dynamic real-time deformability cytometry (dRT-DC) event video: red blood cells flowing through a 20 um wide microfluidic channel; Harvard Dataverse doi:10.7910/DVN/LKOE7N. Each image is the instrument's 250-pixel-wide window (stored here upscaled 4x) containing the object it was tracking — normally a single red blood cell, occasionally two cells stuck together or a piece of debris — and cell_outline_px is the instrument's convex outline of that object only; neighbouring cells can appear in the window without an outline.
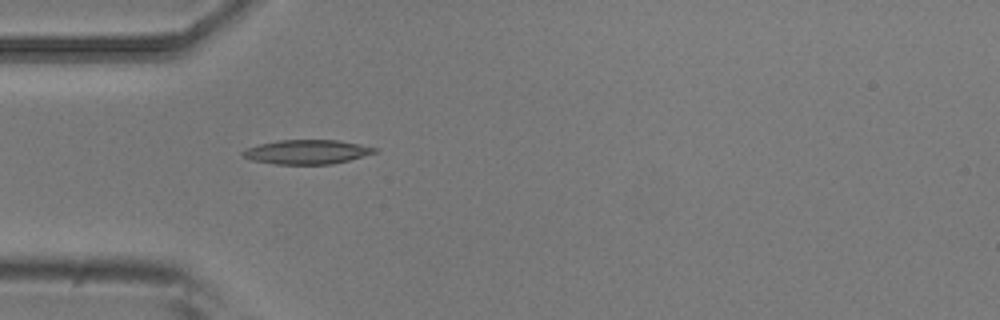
{"species": "common noctule bat (a hibernating species)", "species_latin": "Nyctalus noctula", "temperature_condition": "room temperature", "stored_images_in_passage": 4, "camera_frame_rate_fps": 3000, "um_per_image_px": 0.085, "animal": {"sex": "male", "body_mass_g": 20.5, "forearm_length_mm": 52.5}, "frame": {"image": 1, "passage_image": 4, "time_ms": 1.0, "image_size_px": [1000, 320], "cell_outline_px": [[376, 152], [348, 160], [332, 164], [276, 164], [252, 160], [244, 156], [240, 152], [248, 148], [260, 144], [280, 140], [340, 140], [360, 144], [376, 148]], "centroid_in_image_um": [26.09, 12.91], "position_along_channel_um": 58.9, "area_um2": 18.38}}